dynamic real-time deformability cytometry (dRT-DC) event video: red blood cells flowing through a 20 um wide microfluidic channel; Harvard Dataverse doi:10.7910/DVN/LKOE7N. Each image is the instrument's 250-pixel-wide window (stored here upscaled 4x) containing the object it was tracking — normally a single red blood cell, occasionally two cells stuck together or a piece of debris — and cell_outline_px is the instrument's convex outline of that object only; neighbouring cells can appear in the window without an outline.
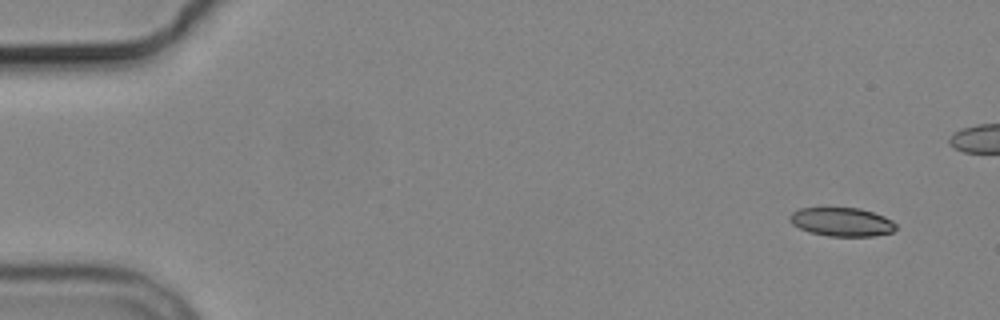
{"species": "common noctule bat (a hibernating species)", "species_latin": "Nyctalus noctula", "temperature_condition": "cold", "stored_images_in_passage": 6, "camera_frame_rate_fps": 3000, "um_per_image_px": 0.085, "animal": {"sex": "male", "body_mass_g": 19.2, "forearm_length_mm": 51.8}, "frame": {"image": 1, "passage_image": 1, "time_ms": 0.0, "image_size_px": [1000, 320], "cell_outline_px": [[896, 228], [892, 232], [872, 236], [828, 236], [808, 232], [792, 224], [788, 220], [788, 216], [792, 212], [800, 208], [860, 208], [884, 216], [892, 220], [896, 224]], "centroid_in_image_um": [71.53, 18.86], "position_along_channel_um": 13.5, "area_um2": 17.8}}
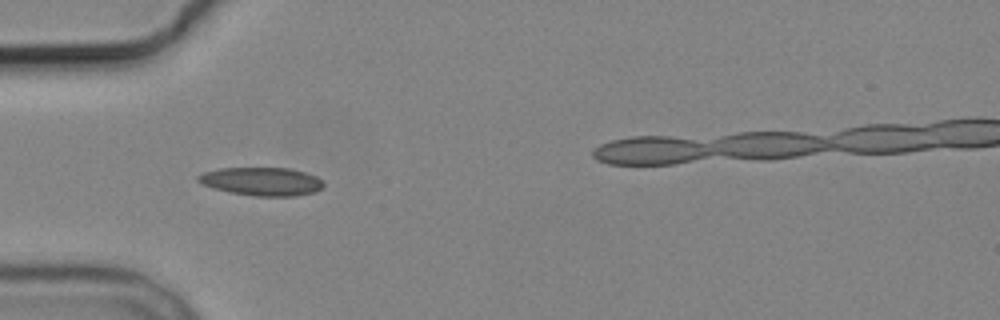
{"frame": {"image": 2, "passage_image": 5, "time_ms": 4.667, "image_size_px": [1000, 320], "cell_outline_px": [[324, 184], [320, 188], [312, 192], [292, 196], [256, 196], [228, 192], [212, 188], [196, 180], [196, 176], [204, 172], [220, 168], [288, 168], [304, 172], [316, 176]], "centroid_in_image_um": [22.19, 15.42], "position_along_channel_um": 62.8, "area_um2": 20.46}}